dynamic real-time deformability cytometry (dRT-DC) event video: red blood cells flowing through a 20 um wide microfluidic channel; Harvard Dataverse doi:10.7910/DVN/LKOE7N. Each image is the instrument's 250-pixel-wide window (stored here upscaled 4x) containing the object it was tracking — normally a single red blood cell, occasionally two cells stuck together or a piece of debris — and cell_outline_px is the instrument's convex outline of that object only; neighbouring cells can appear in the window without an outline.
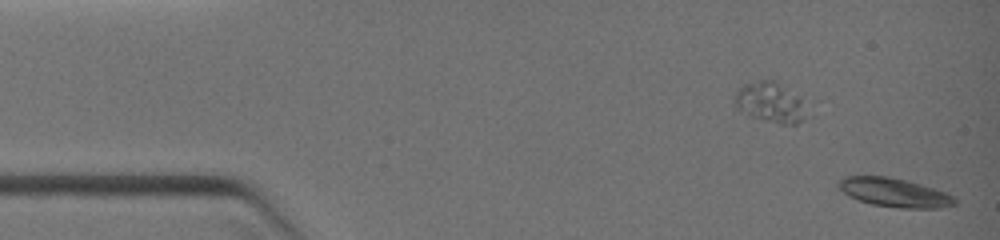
{"species": "common noctule bat (a hibernating species)", "species_latin": "Nyctalus noctula", "temperature_condition": "warm", "stored_images_in_passage": 5, "segment_of_instrument_passage": [2, 2], "camera_frame_rate_fps": 3000, "um_per_image_px": 0.085, "animal": {"sex": "female", "body_mass_g": 19.0, "forearm_length_mm": 51.5}, "frame": {"image": 1, "passage_image": 5, "time_ms": 1.333, "image_size_px": [1000, 240], "cell_outline_px": [[956, 204], [940, 208], [900, 208], [872, 204], [848, 196], [836, 188], [836, 180], [844, 176], [888, 176], [908, 180], [944, 192], [952, 196], [956, 200]], "centroid_in_image_um": [75.94, 16.35], "position_along_channel_um": 9.1, "area_um2": 19.65}}